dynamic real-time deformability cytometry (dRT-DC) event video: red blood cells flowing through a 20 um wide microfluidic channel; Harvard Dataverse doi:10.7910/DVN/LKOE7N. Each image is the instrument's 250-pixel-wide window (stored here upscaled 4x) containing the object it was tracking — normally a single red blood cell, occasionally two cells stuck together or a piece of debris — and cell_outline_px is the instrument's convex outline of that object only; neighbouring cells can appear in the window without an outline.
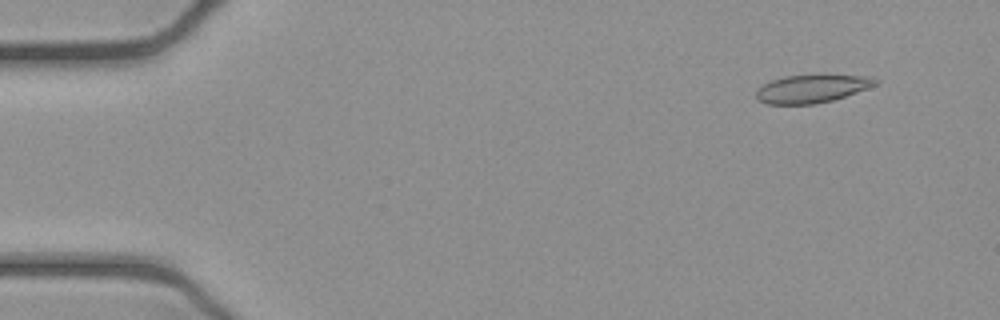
{"species": "common noctule bat (a hibernating species)", "species_latin": "Nyctalus noctula", "temperature_condition": "cold", "stored_images_in_passage": 49, "camera_frame_rate_fps": 3000, "um_per_image_px": 0.085, "animal": {"sex": "female", "body_mass_g": 21.9}, "frame": {"image": 1, "passage_image": 2, "time_ms": 0.333, "image_size_px": [1000, 320], "cell_outline_px": [[880, 80], [876, 84], [844, 96], [832, 100], [816, 104], [768, 104], [756, 100], [756, 88], [772, 80], [784, 76], [872, 76]], "centroid_in_image_um": [68.94, 7.55], "position_along_channel_um": 16.1, "area_um2": 19.07}}
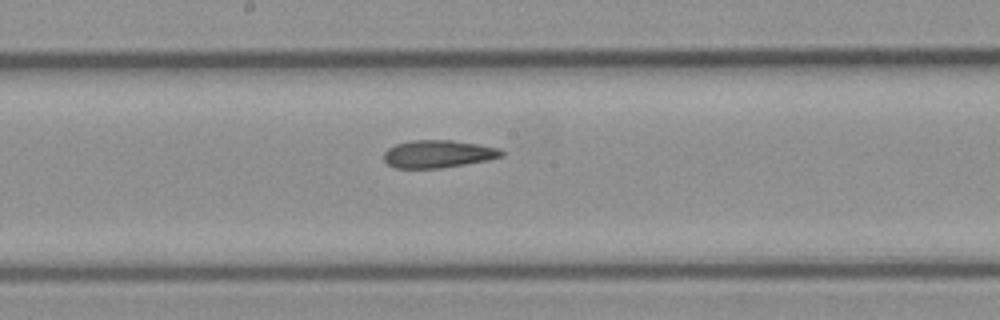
{"frame": {"image": 2, "passage_image": 25, "time_ms": 8.0, "image_size_px": [1000, 320], "cell_outline_px": [[504, 156], [488, 160], [440, 168], [396, 168], [388, 164], [384, 160], [384, 152], [388, 148], [396, 144], [412, 140], [452, 140], [480, 144], [500, 148], [504, 152]], "centroid_in_image_um": [37.26, 13.08], "position_along_channel_um": 210.9, "area_um2": 19.02}}
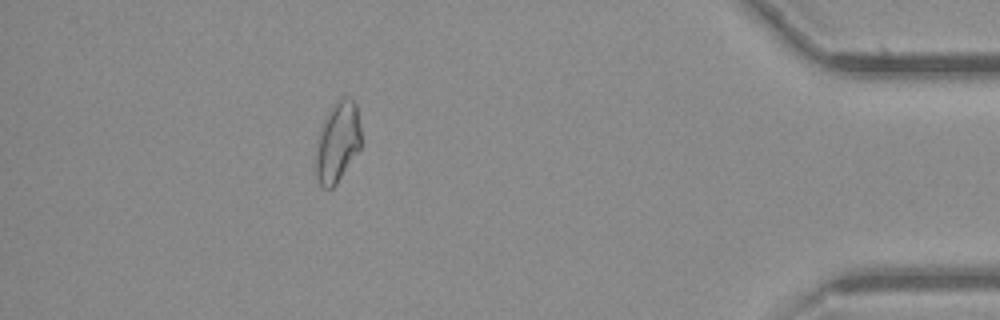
{"frame": {"image": 3, "passage_image": 44, "time_ms": 14.333, "image_size_px": [1000, 320], "cell_outline_px": [[360, 148], [336, 184], [332, 188], [324, 188], [320, 184], [316, 176], [316, 152], [320, 132], [324, 120], [332, 104], [340, 96], [348, 96], [356, 104], [360, 128]], "centroid_in_image_um": [28.69, 12.04], "position_along_channel_um": 406.5, "area_um2": 20.92}, "authors_computed_cell_mechanics": {"area_um2": 19.9988, "velocity_mm_per_s": 3.9152, "shape_relaxation_time_tau1_ms": null, "shape_relaxation_time_tau2_ms": 5.2434, "deformation_change_tau1": null, "deformation_change_tau2": 0.1396}}